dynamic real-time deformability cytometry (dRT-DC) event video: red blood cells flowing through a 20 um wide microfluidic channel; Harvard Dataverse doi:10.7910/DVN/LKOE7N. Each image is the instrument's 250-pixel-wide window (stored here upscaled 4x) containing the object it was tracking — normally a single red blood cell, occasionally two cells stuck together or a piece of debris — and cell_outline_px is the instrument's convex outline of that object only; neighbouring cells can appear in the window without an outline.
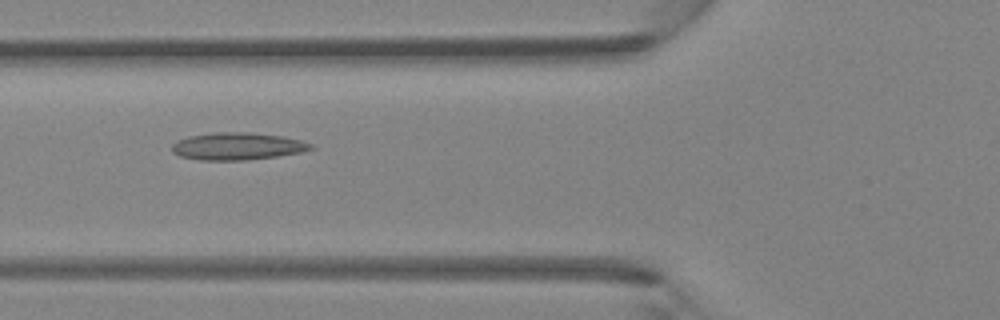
{"species": "Egyptian fruit bat (a non-hibernating species)", "species_latin": "Rousettus aegyptiacus", "temperature_condition": "room temperature", "stored_images_in_passage": 35, "camera_frame_rate_fps": 3000, "um_per_image_px": 0.085, "animal": {"sex": "female"}, "frame": {"image": 1, "passage_image": 7, "time_ms": 2.0, "image_size_px": [1000, 320], "cell_outline_px": [[316, 148], [300, 152], [276, 156], [248, 160], [200, 160], [180, 156], [172, 152], [172, 144], [176, 140], [188, 136], [212, 132], [244, 132], [280, 136], [300, 140], [312, 144]], "centroid_in_image_um": [20.14, 12.43], "position_along_channel_um": 105.7, "area_um2": 22.08}}
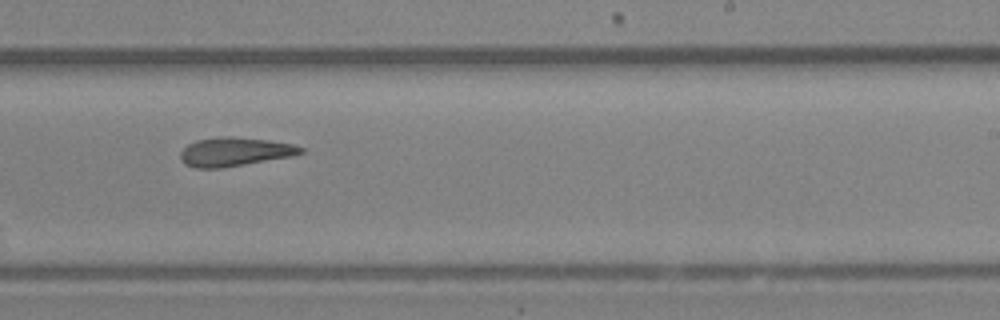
{"frame": {"image": 2, "passage_image": 18, "time_ms": 5.667, "image_size_px": [1000, 320], "cell_outline_px": [[304, 152], [288, 156], [244, 164], [220, 168], [196, 168], [184, 164], [180, 156], [180, 152], [188, 144], [196, 140], [220, 136], [232, 136], [268, 140], [292, 144], [304, 148]], "centroid_in_image_um": [19.89, 12.89], "position_along_channel_um": 269.1, "area_um2": 19.94}}
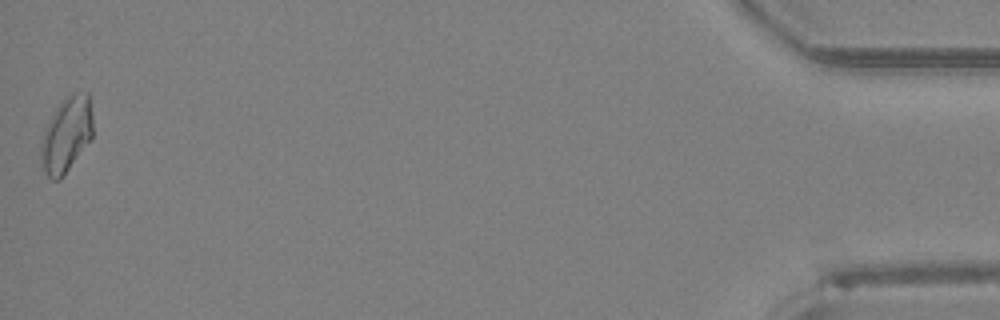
{"frame": {"image": 3, "passage_image": 35, "time_ms": 11.333, "image_size_px": [1000, 320], "cell_outline_px": [[92, 140], [60, 180], [52, 180], [44, 172], [40, 160], [40, 144], [44, 128], [56, 108], [68, 96], [76, 92], [88, 92], [92, 96]], "centroid_in_image_um": [5.66, 11.45], "position_along_channel_um": 429.5, "area_um2": 23.24}}